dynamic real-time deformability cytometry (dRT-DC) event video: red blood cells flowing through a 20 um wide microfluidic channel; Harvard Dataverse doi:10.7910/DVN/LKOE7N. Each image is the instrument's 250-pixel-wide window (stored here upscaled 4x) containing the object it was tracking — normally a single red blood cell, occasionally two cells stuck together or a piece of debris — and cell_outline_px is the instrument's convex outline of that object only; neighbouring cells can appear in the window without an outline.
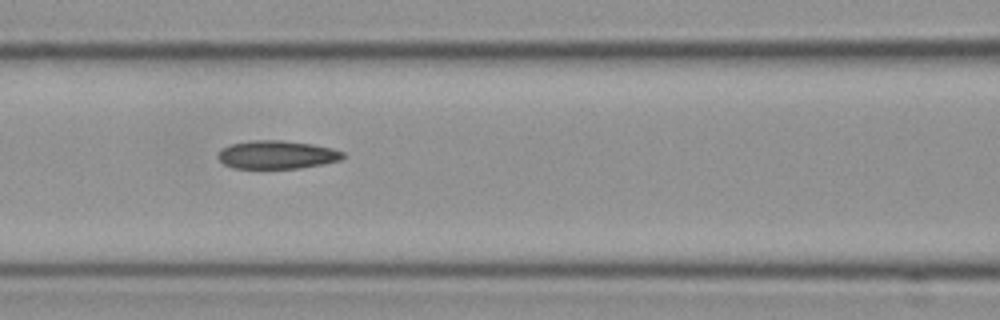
{"species": "Egyptian fruit bat (a non-hibernating species)", "species_latin": "Rousettus aegyptiacus", "temperature_condition": "cold", "stored_images_in_passage": 9, "camera_frame_rate_fps": 3000, "um_per_image_px": 0.085, "frame": {"image": 1, "passage_image": 6, "time_ms": 1.667, "image_size_px": [1000, 320], "cell_outline_px": [[344, 156], [340, 160], [300, 168], [232, 168], [224, 164], [216, 156], [224, 148], [232, 144], [252, 140], [284, 140], [312, 144], [332, 148], [344, 152]], "centroid_in_image_um": [23.54, 13.15], "position_along_channel_um": 143.1, "area_um2": 20.4}}
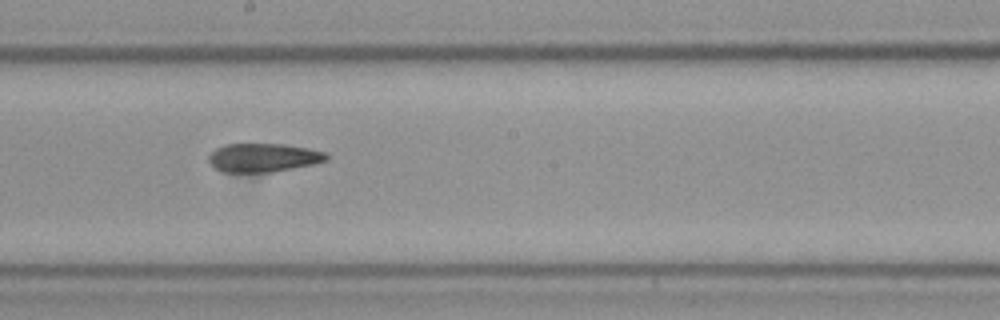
{"frame": {"image": 2, "passage_image": 8, "time_ms": 2.333, "image_size_px": [1000, 320], "cell_outline_px": [[328, 160], [312, 164], [272, 172], [224, 172], [216, 168], [208, 160], [208, 156], [216, 148], [224, 144], [284, 144], [308, 148], [324, 152], [328, 156]], "centroid_in_image_um": [22.37, 13.39], "position_along_channel_um": 225.8, "area_um2": 19.48}}
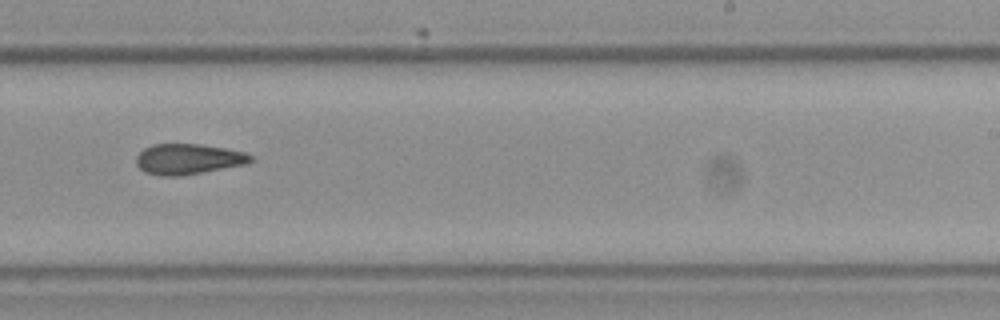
{"frame": {"image": 3, "passage_image": 9, "time_ms": 2.667, "image_size_px": [1000, 320], "cell_outline_px": [[252, 160], [248, 164], [180, 176], [160, 176], [144, 172], [136, 164], [136, 156], [144, 148], [152, 144], [200, 144], [224, 148], [244, 152], [252, 156]], "centroid_in_image_um": [15.98, 13.52], "position_along_channel_um": 273.0, "area_um2": 20.4}}